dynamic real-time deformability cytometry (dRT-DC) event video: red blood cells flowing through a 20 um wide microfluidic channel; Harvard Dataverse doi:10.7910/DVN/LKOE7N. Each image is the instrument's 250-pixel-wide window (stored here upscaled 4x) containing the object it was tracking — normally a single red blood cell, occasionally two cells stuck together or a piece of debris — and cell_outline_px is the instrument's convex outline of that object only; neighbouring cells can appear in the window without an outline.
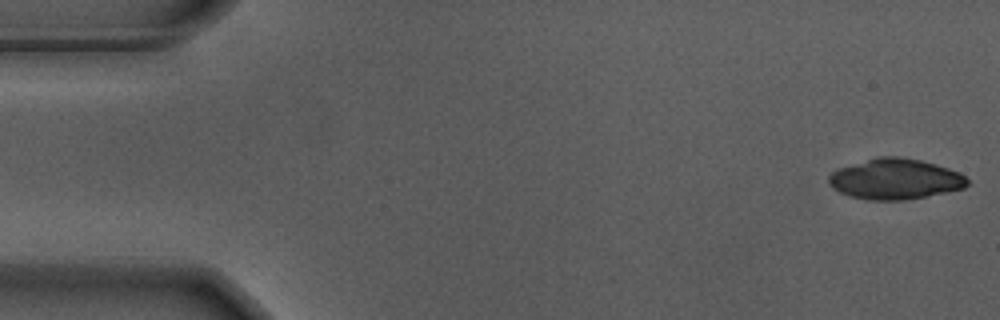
{"species": "Egyptian fruit bat (a non-hibernating species)", "species_latin": "Rousettus aegyptiacus", "temperature_condition": "warm", "stored_images_in_passage": 8, "camera_frame_rate_fps": 3000, "um_per_image_px": 0.085, "animal": {"sex": "male"}, "frame": {"image": 1, "passage_image": 1, "time_ms": 0.0, "image_size_px": [1000, 320], "cell_outline_px": [[972, 184], [964, 188], [904, 200], [868, 200], [848, 196], [832, 188], [828, 180], [828, 176], [832, 172], [840, 168], [880, 156], [900, 156], [920, 160], [936, 164], [960, 172]], "centroid_in_image_um": [76.11, 15.22], "position_along_channel_um": 8.9, "area_um2": 32.66}}